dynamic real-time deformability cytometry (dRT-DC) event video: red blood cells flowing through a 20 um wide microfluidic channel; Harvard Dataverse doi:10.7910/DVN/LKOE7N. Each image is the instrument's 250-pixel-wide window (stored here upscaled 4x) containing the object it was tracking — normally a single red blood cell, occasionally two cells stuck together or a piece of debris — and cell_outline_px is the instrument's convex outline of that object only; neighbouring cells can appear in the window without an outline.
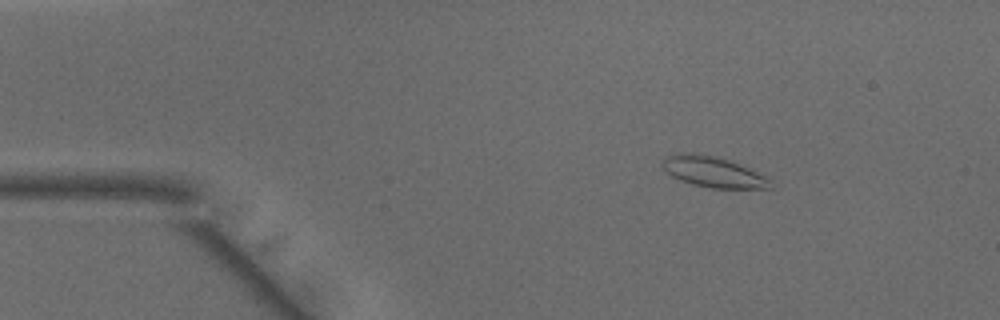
{"species": "common noctule bat (a hibernating species)", "species_latin": "Nyctalus noctula", "temperature_condition": "warm", "stored_images_in_passage": 49, "camera_frame_rate_fps": 3000, "um_per_image_px": 0.085, "animal": {"sex": "male", "body_mass_g": 15.6}, "frame": {"image": 1, "passage_image": 7, "time_ms": 2.0, "image_size_px": [1000, 320], "cell_outline_px": [[776, 188], [712, 188], [692, 184], [680, 180], [672, 176], [660, 164], [664, 156], [680, 152], [696, 152], [716, 156], [744, 164], [752, 168], [772, 180]], "centroid_in_image_um": [60.66, 14.59], "position_along_channel_um": 24.3, "area_um2": 19.94}}
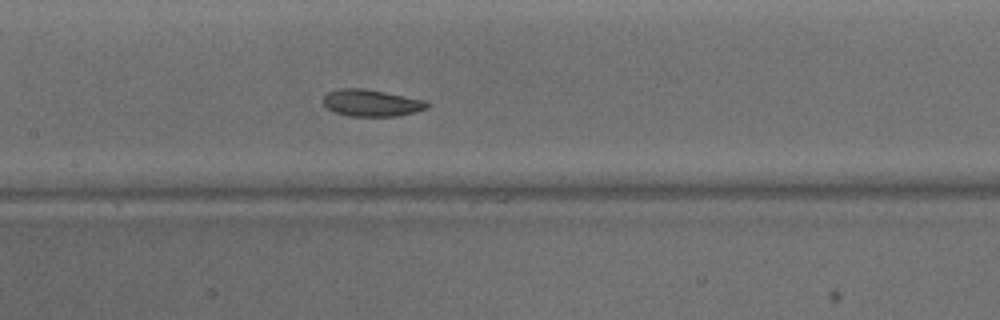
{"frame": {"image": 2, "passage_image": 23, "time_ms": 7.333, "image_size_px": [1000, 320], "cell_outline_px": [[428, 108], [396, 116], [348, 116], [332, 112], [324, 104], [324, 96], [328, 92], [336, 88], [364, 88], [428, 100]], "centroid_in_image_um": [31.56, 8.74], "position_along_channel_um": 175.8, "area_um2": 16.36}}
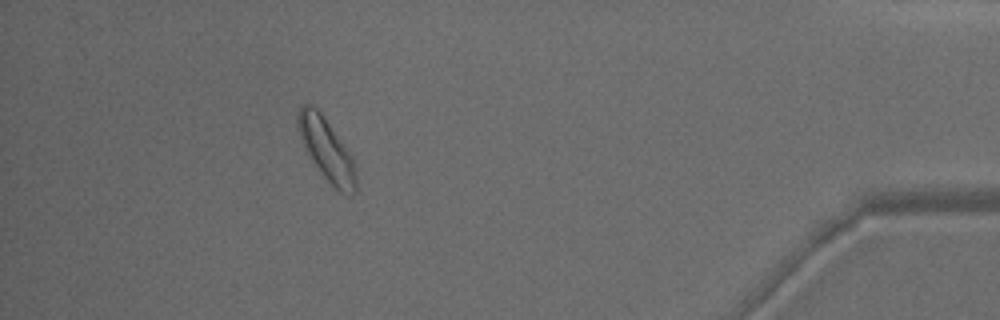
{"frame": {"image": 3, "passage_image": 44, "time_ms": 14.333, "image_size_px": [1000, 320], "cell_outline_px": [[356, 192], [352, 196], [348, 196], [340, 192], [320, 172], [312, 160], [300, 136], [296, 124], [296, 116], [300, 104], [308, 104], [316, 108], [320, 112], [352, 156], [356, 168]], "centroid_in_image_um": [27.77, 12.72], "position_along_channel_um": 407.4, "area_um2": 20.81}, "authors_computed_cell_mechanics": {"area_um2": 17.8602, "velocity_mm_per_s": 4.0918, "shape_relaxation_time_tau1_ms": 7.6414, "shape_relaxation_time_tau2_ms": 5.0026, "deformation_change_tau1": 0.1436, "deformation_change_tau2": 0.1146}}